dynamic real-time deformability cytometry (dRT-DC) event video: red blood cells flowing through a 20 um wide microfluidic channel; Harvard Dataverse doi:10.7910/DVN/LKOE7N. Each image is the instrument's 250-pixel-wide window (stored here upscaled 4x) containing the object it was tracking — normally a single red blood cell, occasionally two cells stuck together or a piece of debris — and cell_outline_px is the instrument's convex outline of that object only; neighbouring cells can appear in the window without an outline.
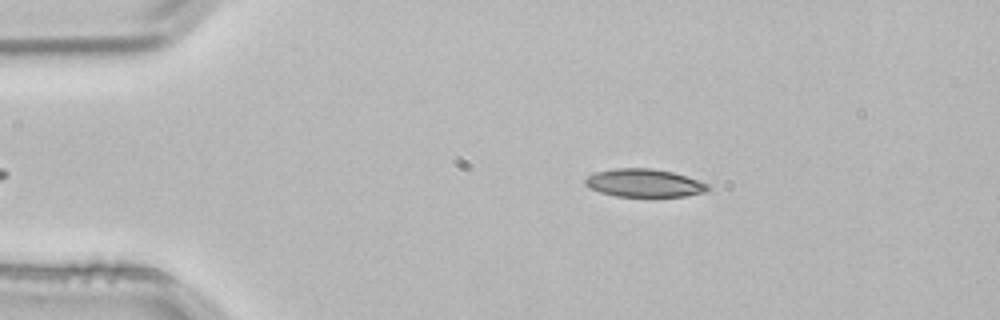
{"species": "common noctule bat (a hibernating species)", "species_latin": "Nyctalus noctula", "temperature_condition": "room temperature", "stored_images_in_passage": 2, "camera_frame_rate_fps": 3000, "um_per_image_px": 0.085, "animal": {"sex": "male", "body_mass_g": 21.5, "forearm_length_mm": 52.0}, "frame": {"image": 1, "passage_image": 1, "time_ms": 0.0, "image_size_px": [1000, 320], "cell_outline_px": [[712, 188], [708, 192], [684, 196], [616, 196], [600, 192], [588, 188], [584, 184], [584, 180], [588, 176], [596, 172], [612, 168], [652, 168], [672, 172], [708, 184]], "centroid_in_image_um": [54.74, 15.55], "position_along_channel_um": 30.3, "area_um2": 20.06}}